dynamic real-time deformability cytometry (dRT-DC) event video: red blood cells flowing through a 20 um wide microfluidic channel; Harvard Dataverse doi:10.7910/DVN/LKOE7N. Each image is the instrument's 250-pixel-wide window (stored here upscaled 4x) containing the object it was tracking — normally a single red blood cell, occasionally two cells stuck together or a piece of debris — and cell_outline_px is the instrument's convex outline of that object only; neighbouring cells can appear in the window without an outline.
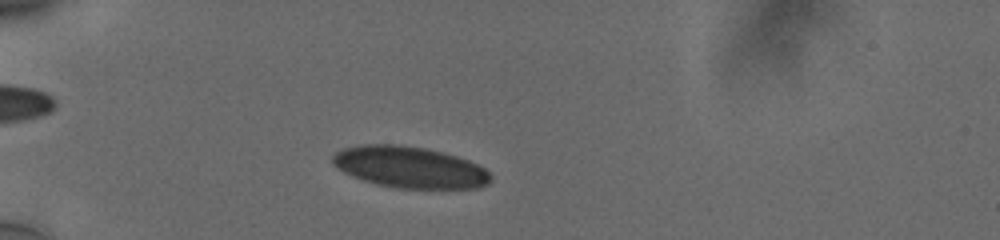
{"species": "human", "species_latin": "Homo sapiens", "temperature_condition": "cold", "stored_images_in_passage": 46, "camera_frame_rate_fps": 3000, "um_per_image_px": 0.085, "donor": {"sex": "male"}, "frame": {"image": 1, "passage_image": 7, "time_ms": 2.0, "image_size_px": [1000, 240], "cell_outline_px": [[492, 180], [488, 184], [480, 188], [396, 188], [376, 184], [352, 176], [344, 172], [332, 164], [332, 156], [336, 152], [344, 148], [360, 144], [396, 144], [424, 148], [456, 156], [468, 160], [484, 168], [492, 176]], "centroid_in_image_um": [34.81, 14.21], "position_along_channel_um": 50.2, "area_um2": 38.09}}
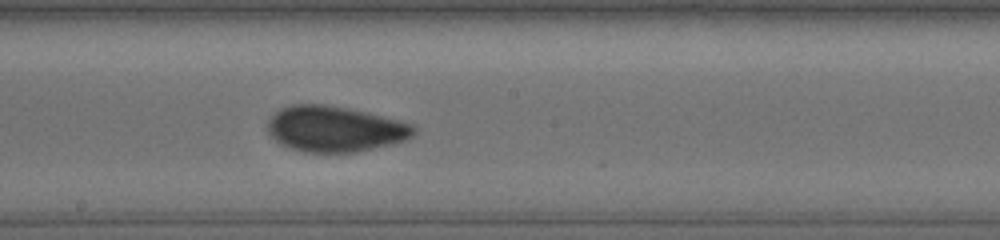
{"frame": {"image": 2, "passage_image": 23, "time_ms": 7.333, "image_size_px": [1000, 240], "cell_outline_px": [[416, 132], [408, 140], [392, 144], [356, 152], [304, 152], [288, 148], [280, 144], [268, 136], [268, 120], [280, 108], [292, 104], [324, 104], [348, 108], [368, 112], [416, 124]], "centroid_in_image_um": [28.48, 10.96], "position_along_channel_um": 219.7, "area_um2": 39.48}}
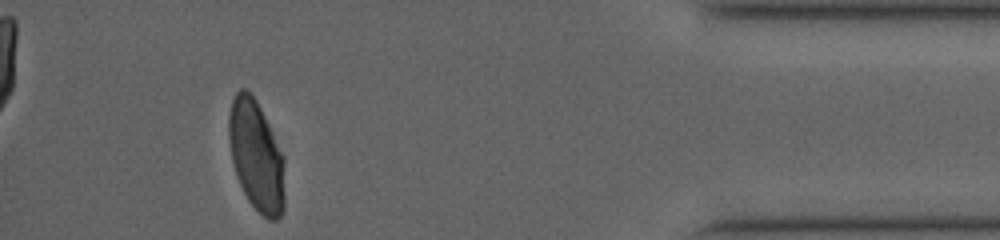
{"frame": {"image": 3, "passage_image": 42, "time_ms": 13.667, "image_size_px": [1000, 240], "cell_outline_px": [[284, 208], [280, 216], [276, 220], [268, 220], [248, 200], [240, 184], [232, 160], [228, 140], [228, 116], [232, 100], [236, 92], [240, 88], [244, 88], [256, 100], [260, 108], [284, 160]], "centroid_in_image_um": [21.76, 13.25], "position_along_channel_um": 413.4, "area_um2": 35.43}, "authors_computed_cell_mechanics": {"area_um2": 37.6856, "velocity_mm_per_s": 3.7565, "shape_relaxation_time_tau1_ms": null, "shape_relaxation_time_tau2_ms": 0.6676, "deformation_change_tau1": null, "deformation_change_tau2": 0.0374}}